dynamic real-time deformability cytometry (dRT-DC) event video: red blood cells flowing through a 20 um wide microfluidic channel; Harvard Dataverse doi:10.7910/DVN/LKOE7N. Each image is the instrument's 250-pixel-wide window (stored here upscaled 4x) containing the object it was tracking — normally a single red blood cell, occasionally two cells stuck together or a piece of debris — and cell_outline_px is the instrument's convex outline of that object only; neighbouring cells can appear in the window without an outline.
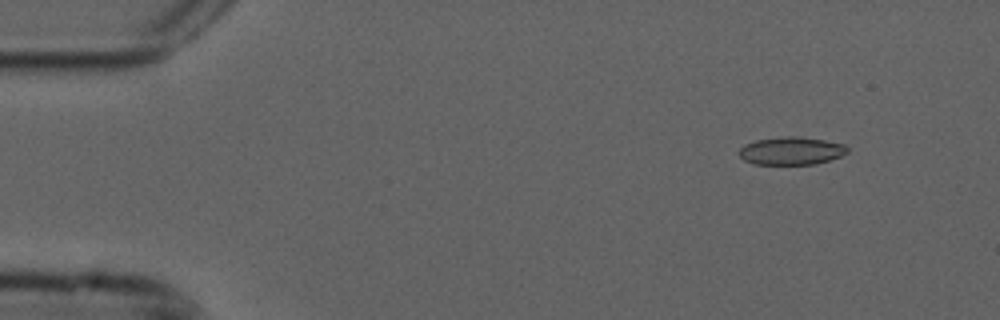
{"species": "common noctule bat (a hibernating species)", "species_latin": "Nyctalus noctula", "temperature_condition": "cold", "stored_images_in_passage": 4, "camera_frame_rate_fps": 3000, "um_per_image_px": 0.085, "animal": {"sex": "male", "forearm_length_mm": 52.5}, "frame": {"image": 1, "passage_image": 2, "time_ms": 0.333, "image_size_px": [1000, 320], "cell_outline_px": [[848, 152], [840, 156], [816, 164], [752, 164], [744, 160], [740, 156], [740, 148], [744, 144], [756, 140], [784, 136], [800, 136], [824, 140], [844, 144], [848, 148]], "centroid_in_image_um": [67.25, 12.81], "position_along_channel_um": 17.7, "area_um2": 17.57}}